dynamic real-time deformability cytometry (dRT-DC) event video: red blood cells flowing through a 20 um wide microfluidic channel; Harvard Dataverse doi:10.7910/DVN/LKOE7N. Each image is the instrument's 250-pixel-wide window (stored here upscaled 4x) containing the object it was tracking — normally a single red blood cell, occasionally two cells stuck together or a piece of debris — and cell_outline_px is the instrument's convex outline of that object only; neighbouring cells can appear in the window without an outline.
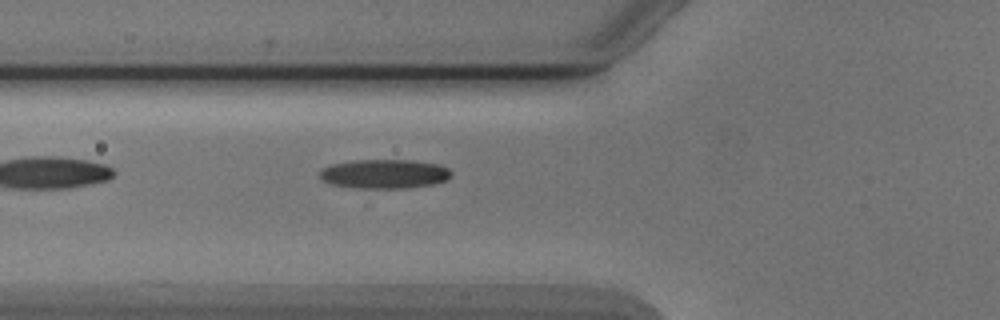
{"species": "Egyptian fruit bat (a non-hibernating species)", "species_latin": "Rousettus aegyptiacus", "temperature_condition": "cold", "stored_images_in_passage": 2, "camera_frame_rate_fps": 3000, "um_per_image_px": 0.085, "animal": {"sex": "male"}, "frame": {"image": 1, "passage_image": 2, "time_ms": 1.0, "image_size_px": [1000, 320], "cell_outline_px": [[452, 176], [444, 180], [432, 184], [404, 188], [352, 188], [332, 184], [324, 180], [320, 176], [320, 168], [332, 164], [356, 160], [416, 160], [440, 164], [448, 168], [452, 172]], "centroid_in_image_um": [32.68, 14.77], "position_along_channel_um": 93.1, "area_um2": 22.43}}